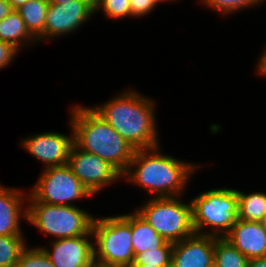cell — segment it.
<instances>
[{"instance_id": "6da1fadb", "label": "cell", "mask_w": 266, "mask_h": 267, "mask_svg": "<svg viewBox=\"0 0 266 267\" xmlns=\"http://www.w3.org/2000/svg\"><path fill=\"white\" fill-rule=\"evenodd\" d=\"M156 102L139 91L127 89L108 102L91 106L135 150L159 146Z\"/></svg>"}, {"instance_id": "7a4b0ae2", "label": "cell", "mask_w": 266, "mask_h": 267, "mask_svg": "<svg viewBox=\"0 0 266 267\" xmlns=\"http://www.w3.org/2000/svg\"><path fill=\"white\" fill-rule=\"evenodd\" d=\"M160 146L135 150L122 178L127 183L142 187L152 198L182 197L191 175L200 166L164 154L160 152Z\"/></svg>"}, {"instance_id": "3957f363", "label": "cell", "mask_w": 266, "mask_h": 267, "mask_svg": "<svg viewBox=\"0 0 266 267\" xmlns=\"http://www.w3.org/2000/svg\"><path fill=\"white\" fill-rule=\"evenodd\" d=\"M70 115L74 144L79 149L104 159L123 175L131 163L135 149L92 107L72 105Z\"/></svg>"}, {"instance_id": "277c9868", "label": "cell", "mask_w": 266, "mask_h": 267, "mask_svg": "<svg viewBox=\"0 0 266 267\" xmlns=\"http://www.w3.org/2000/svg\"><path fill=\"white\" fill-rule=\"evenodd\" d=\"M190 201L195 234L223 238L238 220L237 189L213 188Z\"/></svg>"}, {"instance_id": "5b68a950", "label": "cell", "mask_w": 266, "mask_h": 267, "mask_svg": "<svg viewBox=\"0 0 266 267\" xmlns=\"http://www.w3.org/2000/svg\"><path fill=\"white\" fill-rule=\"evenodd\" d=\"M94 262L130 267L134 261L132 214L95 217L92 225Z\"/></svg>"}, {"instance_id": "8992f818", "label": "cell", "mask_w": 266, "mask_h": 267, "mask_svg": "<svg viewBox=\"0 0 266 267\" xmlns=\"http://www.w3.org/2000/svg\"><path fill=\"white\" fill-rule=\"evenodd\" d=\"M26 204V221L55 240L92 235L95 217L76 204L50 205L37 200H27Z\"/></svg>"}, {"instance_id": "52a82bcc", "label": "cell", "mask_w": 266, "mask_h": 267, "mask_svg": "<svg viewBox=\"0 0 266 267\" xmlns=\"http://www.w3.org/2000/svg\"><path fill=\"white\" fill-rule=\"evenodd\" d=\"M177 197L150 198L135 210L166 241L175 243L195 234L192 204Z\"/></svg>"}, {"instance_id": "ba28073f", "label": "cell", "mask_w": 266, "mask_h": 267, "mask_svg": "<svg viewBox=\"0 0 266 267\" xmlns=\"http://www.w3.org/2000/svg\"><path fill=\"white\" fill-rule=\"evenodd\" d=\"M41 172L27 200H37L50 205L73 206L74 201L93 196L67 164L47 167Z\"/></svg>"}, {"instance_id": "9c48e42d", "label": "cell", "mask_w": 266, "mask_h": 267, "mask_svg": "<svg viewBox=\"0 0 266 267\" xmlns=\"http://www.w3.org/2000/svg\"><path fill=\"white\" fill-rule=\"evenodd\" d=\"M67 165L93 196L122 179V175L104 159L79 149L75 144Z\"/></svg>"}, {"instance_id": "30bf717a", "label": "cell", "mask_w": 266, "mask_h": 267, "mask_svg": "<svg viewBox=\"0 0 266 267\" xmlns=\"http://www.w3.org/2000/svg\"><path fill=\"white\" fill-rule=\"evenodd\" d=\"M94 14V0H69L63 4L49 3L44 27V42L74 33Z\"/></svg>"}, {"instance_id": "8fae6325", "label": "cell", "mask_w": 266, "mask_h": 267, "mask_svg": "<svg viewBox=\"0 0 266 267\" xmlns=\"http://www.w3.org/2000/svg\"><path fill=\"white\" fill-rule=\"evenodd\" d=\"M71 135L58 132H42L22 138L21 146L35 159L47 167L63 166L68 162L74 144V132L70 123Z\"/></svg>"}, {"instance_id": "7c38bea8", "label": "cell", "mask_w": 266, "mask_h": 267, "mask_svg": "<svg viewBox=\"0 0 266 267\" xmlns=\"http://www.w3.org/2000/svg\"><path fill=\"white\" fill-rule=\"evenodd\" d=\"M93 235L51 241V250L42 246L55 267H93Z\"/></svg>"}, {"instance_id": "4fadbf2b", "label": "cell", "mask_w": 266, "mask_h": 267, "mask_svg": "<svg viewBox=\"0 0 266 267\" xmlns=\"http://www.w3.org/2000/svg\"><path fill=\"white\" fill-rule=\"evenodd\" d=\"M215 237L194 234L173 243L171 267H211L214 264Z\"/></svg>"}, {"instance_id": "5bb4252c", "label": "cell", "mask_w": 266, "mask_h": 267, "mask_svg": "<svg viewBox=\"0 0 266 267\" xmlns=\"http://www.w3.org/2000/svg\"><path fill=\"white\" fill-rule=\"evenodd\" d=\"M24 190L0 184V235H23L21 221L26 223L27 197ZM24 208V209H23ZM23 218V219H22Z\"/></svg>"}, {"instance_id": "9a60e30c", "label": "cell", "mask_w": 266, "mask_h": 267, "mask_svg": "<svg viewBox=\"0 0 266 267\" xmlns=\"http://www.w3.org/2000/svg\"><path fill=\"white\" fill-rule=\"evenodd\" d=\"M224 238L248 259L266 257V228L261 222L238 219Z\"/></svg>"}, {"instance_id": "2e32d148", "label": "cell", "mask_w": 266, "mask_h": 267, "mask_svg": "<svg viewBox=\"0 0 266 267\" xmlns=\"http://www.w3.org/2000/svg\"><path fill=\"white\" fill-rule=\"evenodd\" d=\"M0 40L9 43L19 52L24 45L29 47L28 45L38 43L27 30L17 10H12L5 18L0 20Z\"/></svg>"}, {"instance_id": "e0dca14e", "label": "cell", "mask_w": 266, "mask_h": 267, "mask_svg": "<svg viewBox=\"0 0 266 267\" xmlns=\"http://www.w3.org/2000/svg\"><path fill=\"white\" fill-rule=\"evenodd\" d=\"M131 240L134 256L147 249L160 248L167 242L136 210L132 212Z\"/></svg>"}, {"instance_id": "ac0fdd59", "label": "cell", "mask_w": 266, "mask_h": 267, "mask_svg": "<svg viewBox=\"0 0 266 267\" xmlns=\"http://www.w3.org/2000/svg\"><path fill=\"white\" fill-rule=\"evenodd\" d=\"M48 6L49 2L47 0H29L17 9L27 30L38 43L39 41H44V27Z\"/></svg>"}, {"instance_id": "d6986e66", "label": "cell", "mask_w": 266, "mask_h": 267, "mask_svg": "<svg viewBox=\"0 0 266 267\" xmlns=\"http://www.w3.org/2000/svg\"><path fill=\"white\" fill-rule=\"evenodd\" d=\"M238 219L260 222L266 213V193L242 192L237 189Z\"/></svg>"}, {"instance_id": "ffe728a7", "label": "cell", "mask_w": 266, "mask_h": 267, "mask_svg": "<svg viewBox=\"0 0 266 267\" xmlns=\"http://www.w3.org/2000/svg\"><path fill=\"white\" fill-rule=\"evenodd\" d=\"M249 259L227 239L215 237L214 264L217 267H248Z\"/></svg>"}, {"instance_id": "44dd1931", "label": "cell", "mask_w": 266, "mask_h": 267, "mask_svg": "<svg viewBox=\"0 0 266 267\" xmlns=\"http://www.w3.org/2000/svg\"><path fill=\"white\" fill-rule=\"evenodd\" d=\"M23 235H0V267H15L27 241Z\"/></svg>"}, {"instance_id": "7402d4cb", "label": "cell", "mask_w": 266, "mask_h": 267, "mask_svg": "<svg viewBox=\"0 0 266 267\" xmlns=\"http://www.w3.org/2000/svg\"><path fill=\"white\" fill-rule=\"evenodd\" d=\"M173 243L166 242L162 247L147 249L134 257L132 264L154 265L157 267H171V253Z\"/></svg>"}, {"instance_id": "603a6c76", "label": "cell", "mask_w": 266, "mask_h": 267, "mask_svg": "<svg viewBox=\"0 0 266 267\" xmlns=\"http://www.w3.org/2000/svg\"><path fill=\"white\" fill-rule=\"evenodd\" d=\"M266 0H201L205 7L213 9L215 12H220L223 15H231V13L238 12L244 8H254L261 5Z\"/></svg>"}, {"instance_id": "cb8c5ba5", "label": "cell", "mask_w": 266, "mask_h": 267, "mask_svg": "<svg viewBox=\"0 0 266 267\" xmlns=\"http://www.w3.org/2000/svg\"><path fill=\"white\" fill-rule=\"evenodd\" d=\"M94 6L96 13L102 9L101 11L110 19L132 17L130 0H94Z\"/></svg>"}, {"instance_id": "d4e9b609", "label": "cell", "mask_w": 266, "mask_h": 267, "mask_svg": "<svg viewBox=\"0 0 266 267\" xmlns=\"http://www.w3.org/2000/svg\"><path fill=\"white\" fill-rule=\"evenodd\" d=\"M15 267H55L47 254L43 251L41 246L29 247L27 246L19 260L17 261Z\"/></svg>"}, {"instance_id": "484cf974", "label": "cell", "mask_w": 266, "mask_h": 267, "mask_svg": "<svg viewBox=\"0 0 266 267\" xmlns=\"http://www.w3.org/2000/svg\"><path fill=\"white\" fill-rule=\"evenodd\" d=\"M157 3L154 0H130V8L133 18L143 17L150 12L154 8H156Z\"/></svg>"}, {"instance_id": "4316f807", "label": "cell", "mask_w": 266, "mask_h": 267, "mask_svg": "<svg viewBox=\"0 0 266 267\" xmlns=\"http://www.w3.org/2000/svg\"><path fill=\"white\" fill-rule=\"evenodd\" d=\"M17 53L19 51L16 48L0 40V70L12 64L13 59H16L15 56L17 57L18 55Z\"/></svg>"}, {"instance_id": "83f0119b", "label": "cell", "mask_w": 266, "mask_h": 267, "mask_svg": "<svg viewBox=\"0 0 266 267\" xmlns=\"http://www.w3.org/2000/svg\"><path fill=\"white\" fill-rule=\"evenodd\" d=\"M256 66L257 72L266 77V45L265 49H263L261 56H259Z\"/></svg>"}, {"instance_id": "f1b7e54d", "label": "cell", "mask_w": 266, "mask_h": 267, "mask_svg": "<svg viewBox=\"0 0 266 267\" xmlns=\"http://www.w3.org/2000/svg\"><path fill=\"white\" fill-rule=\"evenodd\" d=\"M12 10L13 9L7 0H0V20L5 18Z\"/></svg>"}, {"instance_id": "f546056e", "label": "cell", "mask_w": 266, "mask_h": 267, "mask_svg": "<svg viewBox=\"0 0 266 267\" xmlns=\"http://www.w3.org/2000/svg\"><path fill=\"white\" fill-rule=\"evenodd\" d=\"M248 267H266V257L249 259Z\"/></svg>"}, {"instance_id": "4dcf8cb0", "label": "cell", "mask_w": 266, "mask_h": 267, "mask_svg": "<svg viewBox=\"0 0 266 267\" xmlns=\"http://www.w3.org/2000/svg\"><path fill=\"white\" fill-rule=\"evenodd\" d=\"M7 1L10 3L13 10H17L19 7L24 5L29 0H7Z\"/></svg>"}, {"instance_id": "1f68e13d", "label": "cell", "mask_w": 266, "mask_h": 267, "mask_svg": "<svg viewBox=\"0 0 266 267\" xmlns=\"http://www.w3.org/2000/svg\"><path fill=\"white\" fill-rule=\"evenodd\" d=\"M93 267H126V266L105 265L99 262H94Z\"/></svg>"}, {"instance_id": "d6a6232c", "label": "cell", "mask_w": 266, "mask_h": 267, "mask_svg": "<svg viewBox=\"0 0 266 267\" xmlns=\"http://www.w3.org/2000/svg\"><path fill=\"white\" fill-rule=\"evenodd\" d=\"M51 4H63L65 2H68L69 0H47Z\"/></svg>"}, {"instance_id": "836d02e7", "label": "cell", "mask_w": 266, "mask_h": 267, "mask_svg": "<svg viewBox=\"0 0 266 267\" xmlns=\"http://www.w3.org/2000/svg\"><path fill=\"white\" fill-rule=\"evenodd\" d=\"M130 267H157V266H154V265H144V264H132Z\"/></svg>"}, {"instance_id": "e575fe53", "label": "cell", "mask_w": 266, "mask_h": 267, "mask_svg": "<svg viewBox=\"0 0 266 267\" xmlns=\"http://www.w3.org/2000/svg\"><path fill=\"white\" fill-rule=\"evenodd\" d=\"M260 222L266 228V213L264 214V216Z\"/></svg>"}, {"instance_id": "d590c367", "label": "cell", "mask_w": 266, "mask_h": 267, "mask_svg": "<svg viewBox=\"0 0 266 267\" xmlns=\"http://www.w3.org/2000/svg\"><path fill=\"white\" fill-rule=\"evenodd\" d=\"M154 1H155V2L157 3V5H158L159 3H162V2H164V3H165V2H169V1H170V2L174 1V2H175L176 0H154Z\"/></svg>"}]
</instances>
